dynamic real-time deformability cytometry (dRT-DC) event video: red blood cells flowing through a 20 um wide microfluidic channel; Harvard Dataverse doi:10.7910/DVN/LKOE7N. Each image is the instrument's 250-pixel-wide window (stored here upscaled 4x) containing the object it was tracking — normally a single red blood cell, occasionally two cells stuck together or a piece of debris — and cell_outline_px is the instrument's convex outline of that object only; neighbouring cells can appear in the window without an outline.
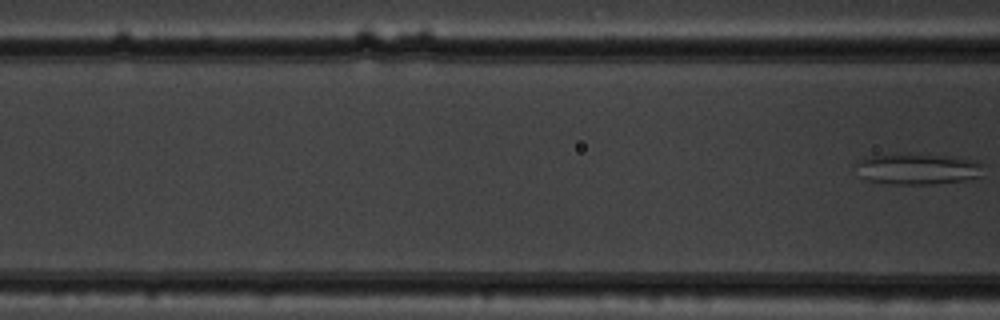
{"species": "common noctule bat (a hibernating species)", "species_latin": "Nyctalus noctula", "temperature_condition": "warm", "stored_images_in_passage": 6, "segment_of_instrument_passage": [2, 2], "camera_frame_rate_fps": 3000, "um_per_image_px": 0.085, "animal": {"sex": "male", "body_mass_g": 19.5, "forearm_length_mm": 54.6}, "frame": {"image": 1, "passage_image": 6, "time_ms": 1.667, "image_size_px": [1000, 320], "cell_outline_px": [[980, 176], [964, 180], [932, 184], [892, 184], [868, 180], [860, 176], [856, 164], [860, 160], [868, 156], [908, 152], [952, 156], [980, 160]], "centroid_in_image_um": [77.99, 14.32], "position_along_channel_um": 88.6, "area_um2": 23.35}}